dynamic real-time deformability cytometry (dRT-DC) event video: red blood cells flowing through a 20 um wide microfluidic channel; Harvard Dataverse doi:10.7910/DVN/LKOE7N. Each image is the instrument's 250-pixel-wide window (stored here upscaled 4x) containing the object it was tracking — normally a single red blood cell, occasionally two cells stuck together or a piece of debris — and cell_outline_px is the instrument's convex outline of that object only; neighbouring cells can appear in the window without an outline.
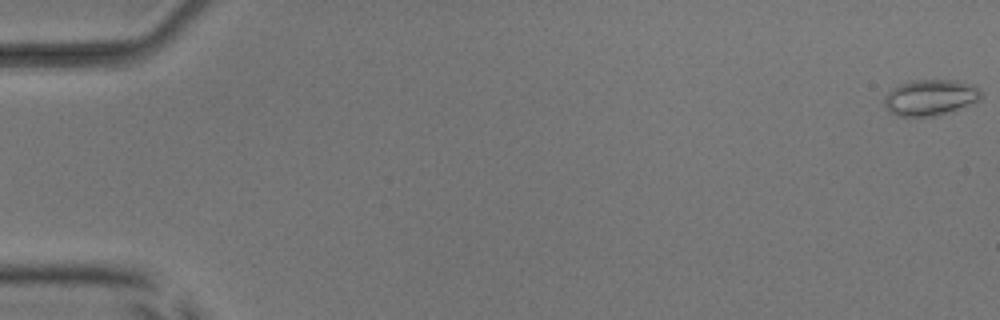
{"species": "common noctule bat (a hibernating species)", "species_latin": "Nyctalus noctula", "temperature_condition": "room temperature", "stored_images_in_passage": 55, "camera_frame_rate_fps": 3000, "um_per_image_px": 0.085, "animal": {"sex": "male", "body_mass_g": 17.9, "forearm_length_mm": 54.2}, "frame": {"image": 1, "passage_image": 1, "time_ms": 0.0, "image_size_px": [1000, 320], "cell_outline_px": [[984, 96], [980, 100], [932, 116], [900, 116], [892, 112], [884, 104], [884, 96], [892, 88], [900, 84], [912, 80], [956, 80], [976, 84], [980, 88]], "centroid_in_image_um": [79.11, 8.24], "position_along_channel_um": 5.9, "area_um2": 20.11}}
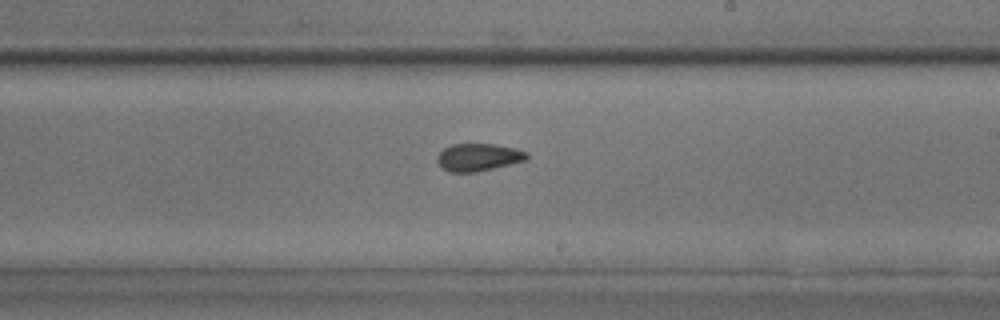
{"frame": {"image": 2, "passage_image": 33, "time_ms": 10.667, "image_size_px": [1000, 320], "cell_outline_px": [[528, 160], [476, 172], [448, 172], [436, 160], [436, 156], [444, 148], [452, 144], [492, 144], [516, 148], [528, 152]], "centroid_in_image_um": [40.68, 13.36], "position_along_channel_um": 248.3, "area_um2": 14.39}}
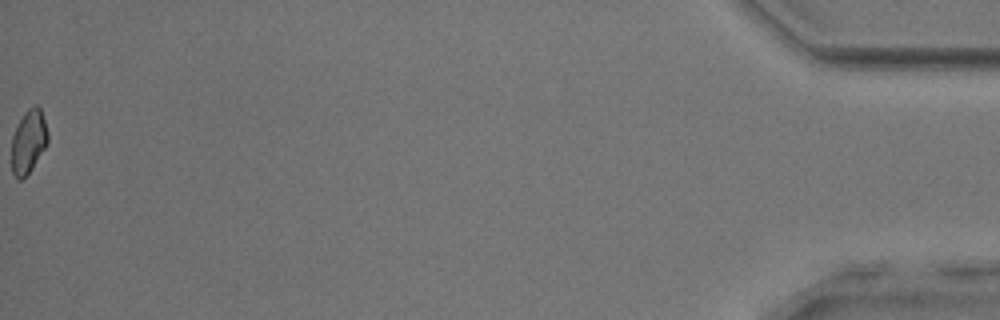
{"frame": {"image": 3, "passage_image": 55, "time_ms": 18.0, "image_size_px": [1000, 320], "cell_outline_px": [[48, 144], [32, 168], [20, 180], [16, 180], [12, 172], [12, 136], [24, 112], [28, 108], [36, 104], [40, 108], [48, 132]], "centroid_in_image_um": [2.43, 12.03], "position_along_channel_um": 432.8, "area_um2": 13.35}, "authors_computed_cell_mechanics": {"area_um2": 14.6812, "velocity_mm_per_s": 3.8681, "shape_relaxation_time_tau1_ms": 6.3095, "shape_relaxation_time_tau2_ms": 2.2361, "deformation_change_tau1": 0.1041, "deformation_change_tau2": 0.0749}}